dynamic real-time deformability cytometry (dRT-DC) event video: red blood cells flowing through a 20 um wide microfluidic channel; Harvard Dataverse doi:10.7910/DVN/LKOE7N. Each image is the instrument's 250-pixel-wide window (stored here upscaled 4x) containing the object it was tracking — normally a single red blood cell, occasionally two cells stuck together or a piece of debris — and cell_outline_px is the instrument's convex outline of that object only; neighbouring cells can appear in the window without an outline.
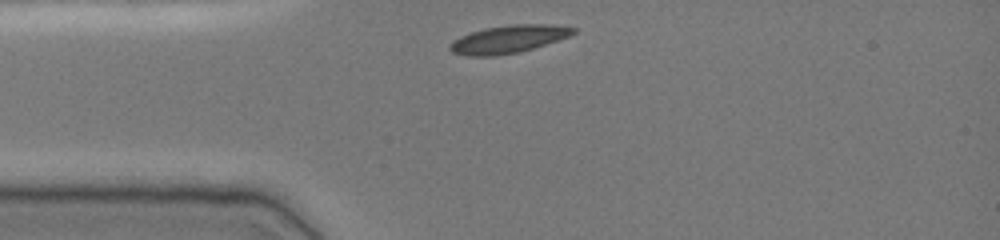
{"species": "common noctule bat (a hibernating species)", "species_latin": "Nyctalus noctula", "temperature_condition": "cold", "stored_images_in_passage": 31, "camera_frame_rate_fps": 3000, "um_per_image_px": 0.085, "animal": {"sex": "female", "body_mass_g": 19.0, "forearm_length_mm": 51.5}, "frame": {"image": 1, "passage_image": 1, "time_ms": 0.0, "image_size_px": [1000, 240], "cell_outline_px": [[576, 32], [568, 36], [520, 52], [496, 56], [468, 56], [452, 52], [448, 48], [452, 40], [460, 36], [484, 28], [508, 24], [548, 24], [576, 28]], "centroid_in_image_um": [43.16, 3.33], "position_along_channel_um": 41.8, "area_um2": 19.88}}
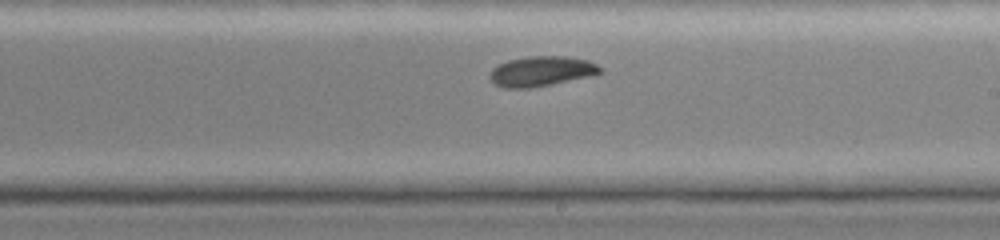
{"frame": {"image": 2, "passage_image": 18, "time_ms": 5.667, "image_size_px": [1000, 240], "cell_outline_px": [[604, 72], [596, 76], [528, 88], [504, 88], [496, 84], [488, 76], [492, 68], [508, 60], [528, 56], [564, 56], [588, 60], [596, 64]], "centroid_in_image_um": [46.06, 6.06], "position_along_channel_um": 242.9, "area_um2": 19.42}}
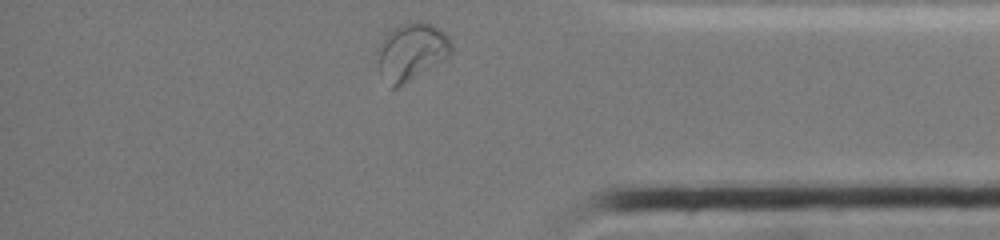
{"frame": {"image": 3, "passage_image": 31, "time_ms": 10.0, "image_size_px": [1000, 240], "cell_outline_px": [[452, 52], [448, 56], [396, 88], [392, 88], [376, 68], [380, 44], [384, 36], [392, 28], [400, 24], [412, 20], [420, 20], [432, 24], [444, 32], [452, 40]], "centroid_in_image_um": [34.96, 4.34], "position_along_channel_um": 400.2, "area_um2": 24.57}, "authors_computed_cell_mechanics": {"area_um2": 19.4786, "velocity_mm_per_s": 3.8037, "shape_relaxation_time_tau1_ms": 5.5194, "shape_relaxation_time_tau2_ms": null, "deformation_change_tau1": 0.1407, "deformation_change_tau2": null}}